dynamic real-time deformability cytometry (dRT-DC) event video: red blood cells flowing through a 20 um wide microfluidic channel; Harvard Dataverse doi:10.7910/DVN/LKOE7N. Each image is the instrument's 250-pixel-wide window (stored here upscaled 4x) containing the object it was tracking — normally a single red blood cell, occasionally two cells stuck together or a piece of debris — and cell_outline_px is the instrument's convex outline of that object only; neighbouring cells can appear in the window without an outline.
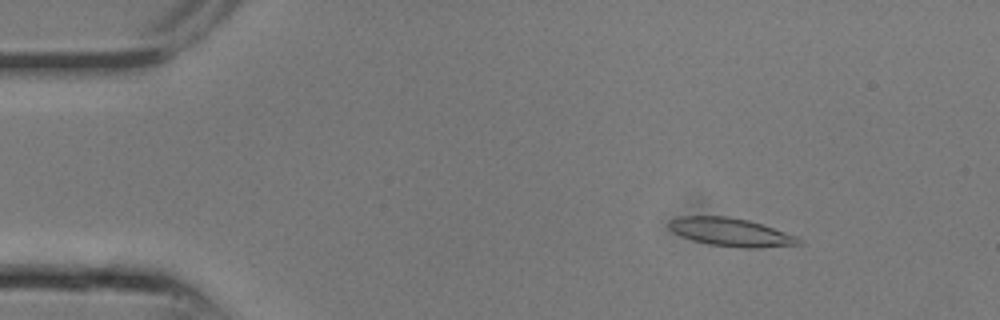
{"species": "common noctule bat (a hibernating species)", "species_latin": "Nyctalus noctula", "temperature_condition": "room temperature", "stored_images_in_passage": 25, "camera_frame_rate_fps": 3000, "um_per_image_px": 0.085, "animal": {"sex": "male", "body_mass_g": 13.3}, "frame": {"image": 1, "passage_image": 4, "time_ms": 1.0, "image_size_px": [1000, 320], "cell_outline_px": [[804, 244], [760, 248], [740, 248], [708, 244], [680, 236], [672, 232], [668, 228], [668, 220], [676, 216], [728, 216], [748, 220], [796, 236], [804, 240]], "centroid_in_image_um": [62.09, 19.74], "position_along_channel_um": 22.9, "area_um2": 21.56}}
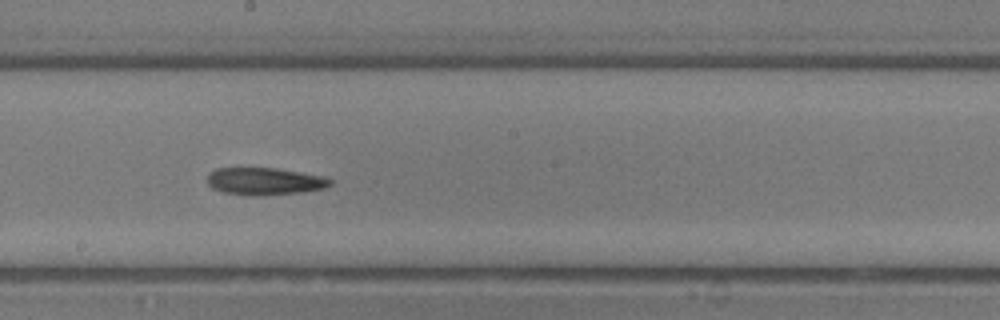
{"frame": {"image": 2, "passage_image": 14, "time_ms": 4.333, "image_size_px": [1000, 320], "cell_outline_px": [[332, 184], [324, 188], [300, 192], [256, 196], [248, 196], [224, 192], [212, 188], [208, 184], [208, 172], [216, 168], [276, 168], [300, 172], [320, 176], [332, 180]], "centroid_in_image_um": [22.44, 15.41], "position_along_channel_um": 225.8, "area_um2": 19.48}}
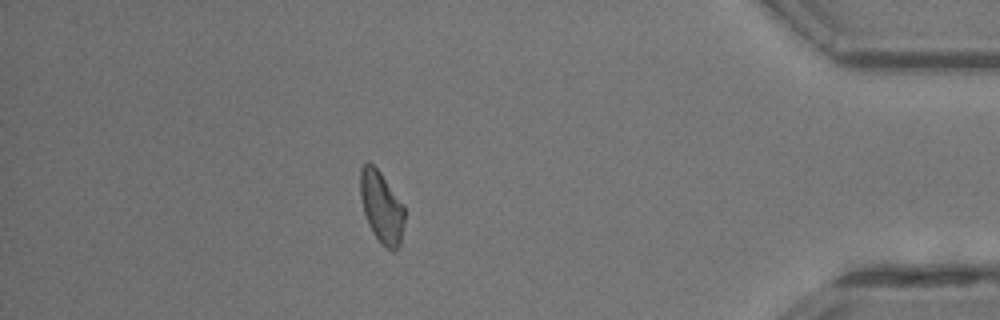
{"frame": {"image": 3, "passage_image": 22, "time_ms": 7.0, "image_size_px": [1000, 320], "cell_outline_px": [[404, 220], [400, 244], [396, 252], [392, 252], [380, 244], [372, 232], [368, 224], [364, 212], [360, 196], [360, 168], [368, 160], [380, 172], [404, 204]], "centroid_in_image_um": [32.43, 17.63], "position_along_channel_um": 402.8, "area_um2": 18.73}}